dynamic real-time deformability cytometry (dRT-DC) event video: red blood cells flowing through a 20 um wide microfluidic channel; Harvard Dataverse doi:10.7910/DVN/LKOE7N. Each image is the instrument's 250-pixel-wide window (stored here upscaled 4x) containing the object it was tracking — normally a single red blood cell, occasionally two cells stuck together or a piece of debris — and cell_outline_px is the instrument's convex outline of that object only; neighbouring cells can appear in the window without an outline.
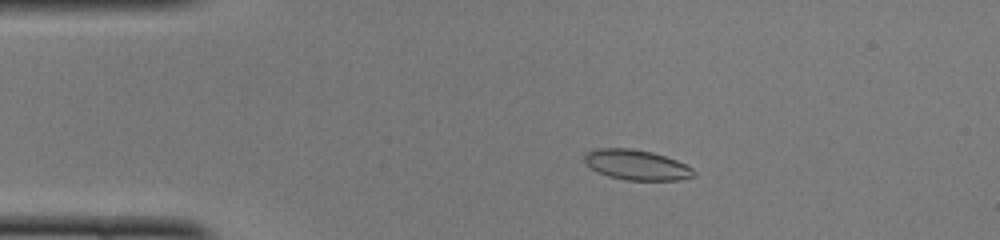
{"species": "common noctule bat (a hibernating species)", "species_latin": "Nyctalus noctula", "temperature_condition": "cold", "stored_images_in_passage": 51, "camera_frame_rate_fps": 3000, "um_per_image_px": 0.085, "animal": {"sex": "female", "body_mass_g": 22.0, "forearm_length_mm": 56.7}, "frame": {"image": 1, "passage_image": 10, "time_ms": 3.0, "image_size_px": [1000, 240], "cell_outline_px": [[696, 172], [692, 176], [680, 180], [624, 180], [608, 176], [596, 172], [584, 160], [584, 156], [588, 152], [596, 148], [632, 148], [652, 152], [676, 160], [692, 168]], "centroid_in_image_um": [54.09, 14.01], "position_along_channel_um": 30.9, "area_um2": 19.13}}
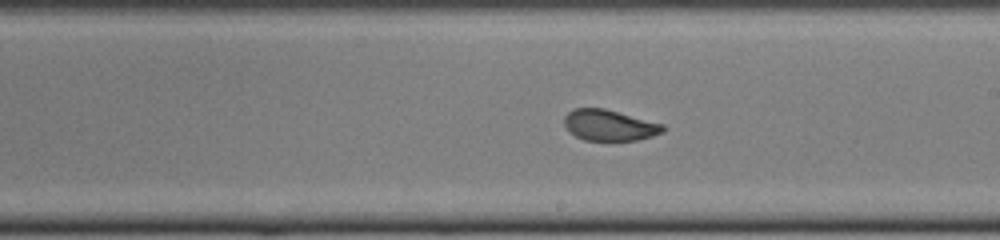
{"frame": {"image": 2, "passage_image": 29, "time_ms": 9.333, "image_size_px": [1000, 240], "cell_outline_px": [[664, 132], [640, 140], [584, 140], [568, 132], [564, 124], [564, 116], [568, 112], [576, 108], [604, 108], [664, 124]], "centroid_in_image_um": [51.79, 10.65], "position_along_channel_um": 237.2, "area_um2": 17.86}}
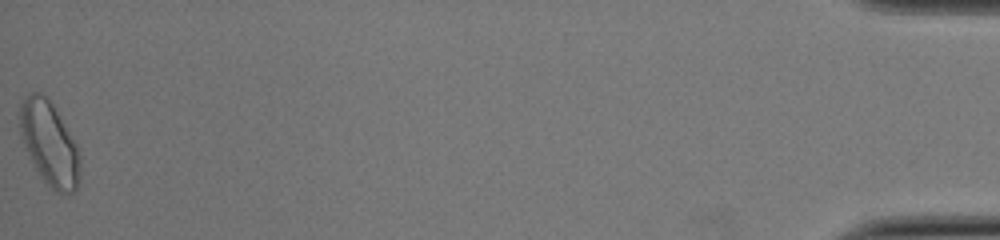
{"frame": {"image": 3, "passage_image": 51, "time_ms": 16.667, "image_size_px": [1000, 240], "cell_outline_px": [[80, 176], [76, 188], [72, 192], [56, 192], [40, 176], [20, 136], [20, 104], [28, 92], [40, 92], [48, 96], [76, 144], [80, 156]], "centroid_in_image_um": [4.19, 12.15], "position_along_channel_um": 431.0, "area_um2": 29.07}}